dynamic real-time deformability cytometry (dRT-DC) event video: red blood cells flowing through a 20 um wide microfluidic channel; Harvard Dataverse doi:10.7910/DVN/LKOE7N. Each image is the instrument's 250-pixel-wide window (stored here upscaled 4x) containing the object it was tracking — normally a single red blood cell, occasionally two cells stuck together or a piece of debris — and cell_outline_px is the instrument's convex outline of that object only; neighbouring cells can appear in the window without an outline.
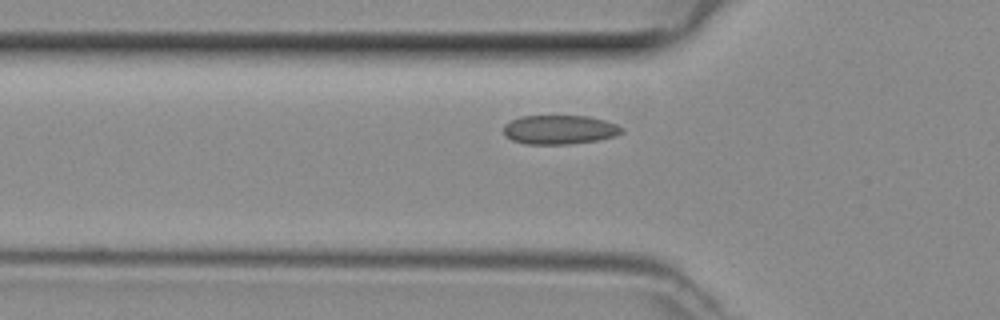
{"species": "common noctule bat (a hibernating species)", "species_latin": "Nyctalus noctula", "temperature_condition": "room temperature", "stored_images_in_passage": 34, "camera_frame_rate_fps": 3000, "um_per_image_px": 0.085, "animal": {"sex": "female", "body_mass_g": 29.2, "forearm_length_mm": 56.3}, "frame": {"image": 1, "passage_image": 7, "time_ms": 2.0, "image_size_px": [1000, 320], "cell_outline_px": [[624, 132], [616, 136], [600, 140], [572, 144], [524, 144], [512, 140], [504, 136], [504, 124], [520, 116], [588, 116], [604, 120], [616, 124], [624, 128]], "centroid_in_image_um": [47.58, 11.03], "position_along_channel_um": 78.2, "area_um2": 20.29}}
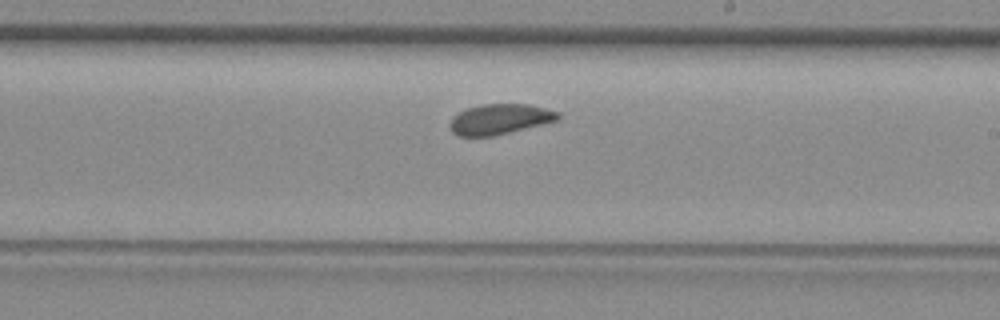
{"frame": {"image": 2, "passage_image": 19, "time_ms": 6.0, "image_size_px": [1000, 320], "cell_outline_px": [[560, 120], [492, 136], [460, 136], [452, 132], [448, 124], [452, 116], [468, 108], [480, 104], [528, 104], [560, 112]], "centroid_in_image_um": [42.48, 10.12], "position_along_channel_um": 246.5, "area_um2": 19.13}}
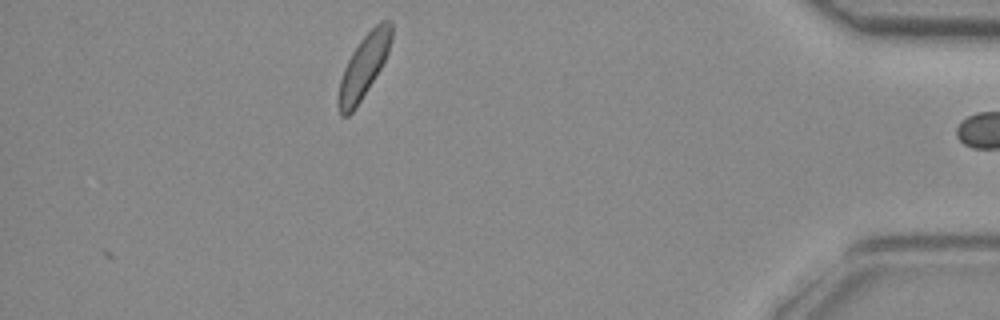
{"frame": {"image": 3, "passage_image": 34, "time_ms": 11.0, "image_size_px": [1000, 320], "cell_outline_px": [[392, 36], [388, 52], [380, 68], [356, 108], [348, 116], [340, 116], [340, 80], [344, 68], [352, 52], [360, 40], [380, 20], [392, 20]], "centroid_in_image_um": [30.95, 5.58], "position_along_channel_um": 404.2, "area_um2": 18.84}}